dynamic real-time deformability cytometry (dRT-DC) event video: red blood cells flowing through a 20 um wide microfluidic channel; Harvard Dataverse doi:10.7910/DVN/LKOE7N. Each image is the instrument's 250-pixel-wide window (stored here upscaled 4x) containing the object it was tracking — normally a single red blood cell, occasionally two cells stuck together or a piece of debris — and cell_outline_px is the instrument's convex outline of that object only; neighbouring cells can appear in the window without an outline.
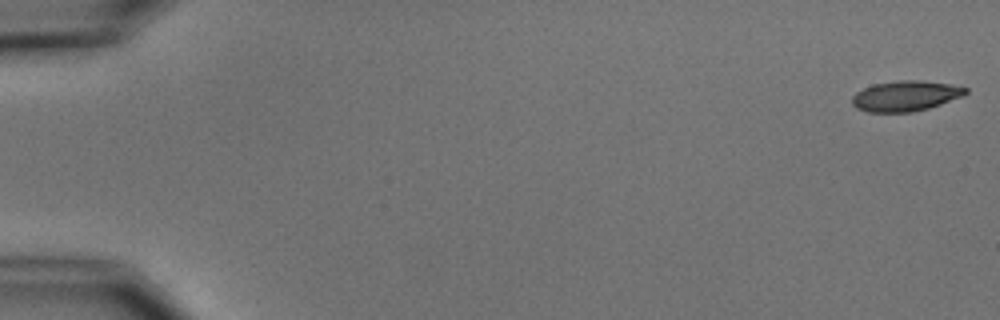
{"species": "common noctule bat (a hibernating species)", "species_latin": "Nyctalus noctula", "temperature_condition": "cold", "stored_images_in_passage": 4, "camera_frame_rate_fps": 3000, "um_per_image_px": 0.085, "animal": {"sex": "male", "body_mass_g": 15.6}, "frame": {"image": 1, "passage_image": 1, "time_ms": 0.0, "image_size_px": [1000, 320], "cell_outline_px": [[968, 92], [964, 96], [928, 108], [912, 112], [868, 112], [856, 108], [852, 104], [852, 96], [856, 92], [872, 84], [896, 80], [920, 80], [948, 84], [968, 88]], "centroid_in_image_um": [76.95, 8.15], "position_along_channel_um": 8.0, "area_um2": 20.17}}